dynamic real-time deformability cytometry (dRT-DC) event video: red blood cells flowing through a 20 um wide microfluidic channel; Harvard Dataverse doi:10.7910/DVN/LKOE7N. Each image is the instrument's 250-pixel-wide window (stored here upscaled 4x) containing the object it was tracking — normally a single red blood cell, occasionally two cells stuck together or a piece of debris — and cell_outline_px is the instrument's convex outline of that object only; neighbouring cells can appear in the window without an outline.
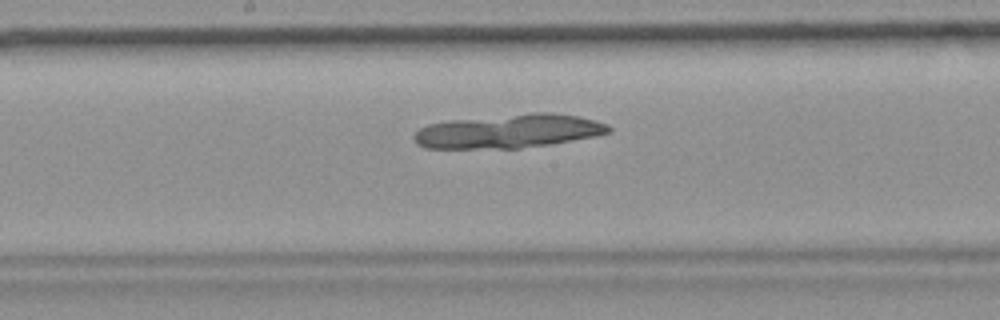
{"species": "common noctule bat (a hibernating species)", "species_latin": "Nyctalus noctula", "temperature_condition": "room temperature", "stored_images_in_passage": 47, "camera_frame_rate_fps": 3000, "um_per_image_px": 0.085, "animal": {"sex": "female", "body_mass_g": 19.9}, "frame": {"image": 1, "passage_image": 27, "time_ms": 8.667, "image_size_px": [1000, 320], "cell_outline_px": [[612, 132], [592, 136], [548, 144], [520, 148], [424, 148], [416, 144], [412, 136], [420, 128], [428, 124], [448, 120], [532, 112], [552, 112], [576, 116], [596, 120], [608, 124], [612, 128]], "centroid_in_image_um": [43.21, 11.14], "position_along_channel_um": 205.0, "area_um2": 38.38}}
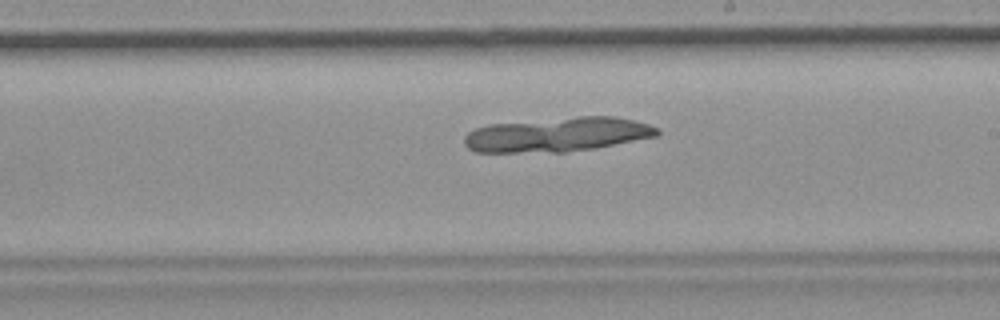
{"frame": {"image": 2, "passage_image": 30, "time_ms": 9.667, "image_size_px": [1000, 320], "cell_outline_px": [[660, 132], [656, 136], [596, 148], [564, 152], [476, 152], [468, 148], [464, 144], [464, 136], [468, 132], [476, 128], [488, 124], [580, 116], [616, 116], [648, 124], [660, 128]], "centroid_in_image_um": [47.38, 11.43], "position_along_channel_um": 241.6, "area_um2": 38.73}}
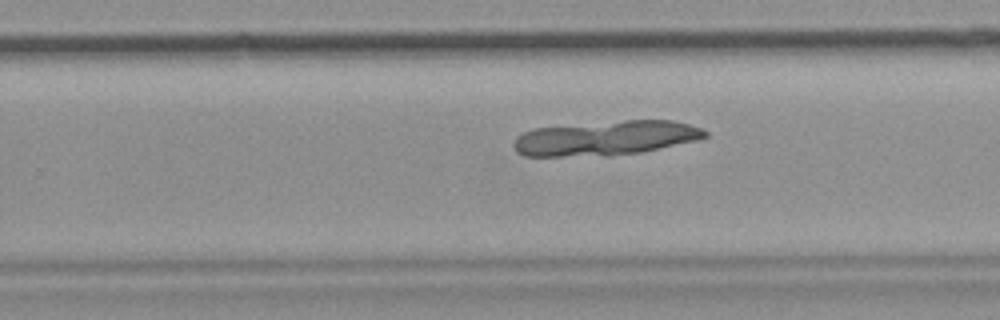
{"frame": {"image": 3, "passage_image": 33, "time_ms": 10.667, "image_size_px": [1000, 320], "cell_outline_px": [[708, 136], [700, 140], [640, 152], [608, 156], [524, 156], [516, 152], [512, 144], [516, 136], [532, 128], [624, 120], [672, 120], [688, 124], [700, 128], [708, 132]], "centroid_in_image_um": [51.47, 11.74], "position_along_channel_um": 278.3, "area_um2": 38.84}}